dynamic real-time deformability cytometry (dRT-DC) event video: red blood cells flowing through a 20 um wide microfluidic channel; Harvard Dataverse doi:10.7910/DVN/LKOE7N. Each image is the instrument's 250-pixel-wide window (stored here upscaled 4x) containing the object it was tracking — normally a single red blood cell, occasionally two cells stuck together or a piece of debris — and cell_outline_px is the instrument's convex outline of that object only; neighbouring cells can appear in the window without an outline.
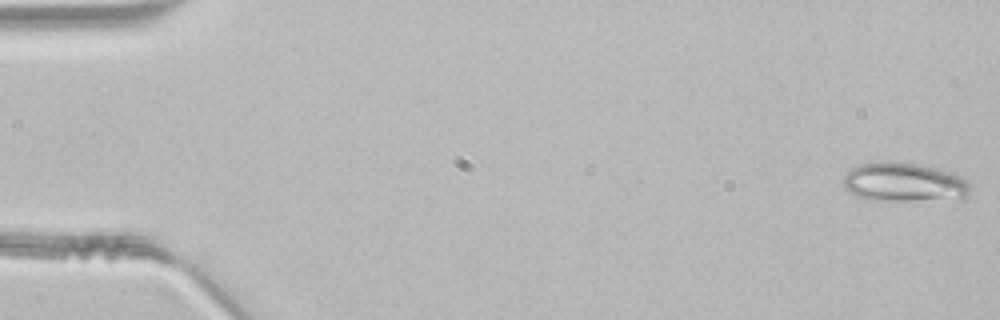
{"species": "common noctule bat (a hibernating species)", "species_latin": "Nyctalus noctula", "temperature_condition": "room temperature", "stored_images_in_passage": 14, "camera_frame_rate_fps": 3000, "um_per_image_px": 0.085, "animal": {"sex": "male", "body_mass_g": 21.5, "forearm_length_mm": 52.0}, "frame": {"image": 1, "passage_image": 1, "time_ms": 0.0, "image_size_px": [1000, 320], "cell_outline_px": [[968, 192], [964, 200], [872, 200], [860, 196], [852, 192], [844, 184], [844, 176], [852, 168], [860, 164], [916, 164], [936, 168], [952, 172], [968, 180]], "centroid_in_image_um": [76.95, 15.54], "position_along_channel_um": 8.0, "area_um2": 27.98}}